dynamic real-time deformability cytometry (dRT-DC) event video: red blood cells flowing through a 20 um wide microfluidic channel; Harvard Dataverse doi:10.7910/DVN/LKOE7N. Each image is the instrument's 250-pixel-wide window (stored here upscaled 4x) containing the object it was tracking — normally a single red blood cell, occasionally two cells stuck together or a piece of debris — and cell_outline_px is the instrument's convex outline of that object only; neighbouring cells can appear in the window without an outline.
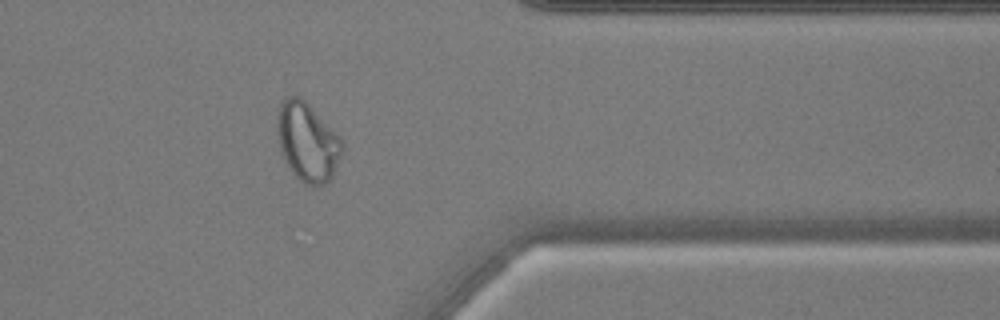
{"species": "common noctule bat (a hibernating species)", "species_latin": "Nyctalus noctula", "temperature_condition": "warm", "stored_images_in_passage": 37, "camera_frame_rate_fps": 3000, "um_per_image_px": 0.085, "animal": {"sex": "male", "body_mass_g": 17.9, "forearm_length_mm": 54.2}, "frame": {"image": 1, "passage_image": 27, "time_ms": 8.667, "image_size_px": [1000, 320], "cell_outline_px": [[344, 148], [332, 176], [324, 184], [304, 184], [292, 172], [280, 152], [276, 128], [276, 116], [280, 100], [284, 96], [300, 96], [308, 104], [344, 144]], "centroid_in_image_um": [26.07, 12.03], "position_along_channel_um": 385.3, "area_um2": 29.48}, "authors_computed_cell_mechanics": {"area_um2": 27.5128, "velocity_mm_per_s": 3.8064, "shape_relaxation_time_tau1_ms": null, "shape_relaxation_time_tau2_ms": 0.7469, "deformation_change_tau1": null, "deformation_change_tau2": 0.0778}}